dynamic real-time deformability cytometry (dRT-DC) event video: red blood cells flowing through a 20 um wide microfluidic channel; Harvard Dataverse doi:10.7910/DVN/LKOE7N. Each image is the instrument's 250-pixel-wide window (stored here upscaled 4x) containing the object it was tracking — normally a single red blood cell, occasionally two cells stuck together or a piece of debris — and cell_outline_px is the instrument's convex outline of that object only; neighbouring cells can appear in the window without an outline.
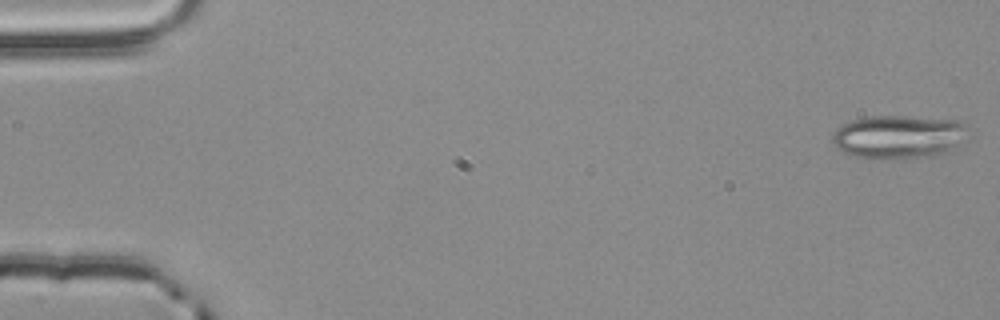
{"species": "common noctule bat (a hibernating species)", "species_latin": "Nyctalus noctula", "temperature_condition": "room temperature", "stored_images_in_passage": 4, "camera_frame_rate_fps": 3000, "um_per_image_px": 0.085, "animal": {"sex": "male", "body_mass_g": 20.4}, "frame": {"image": 1, "passage_image": 1, "time_ms": 0.0, "image_size_px": [1000, 320], "cell_outline_px": [[968, 140], [936, 156], [856, 156], [844, 152], [836, 148], [832, 144], [832, 132], [840, 124], [852, 120], [868, 116], [904, 116], [964, 120]], "centroid_in_image_um": [76.4, 11.57], "position_along_channel_um": 8.6, "area_um2": 33.93}}